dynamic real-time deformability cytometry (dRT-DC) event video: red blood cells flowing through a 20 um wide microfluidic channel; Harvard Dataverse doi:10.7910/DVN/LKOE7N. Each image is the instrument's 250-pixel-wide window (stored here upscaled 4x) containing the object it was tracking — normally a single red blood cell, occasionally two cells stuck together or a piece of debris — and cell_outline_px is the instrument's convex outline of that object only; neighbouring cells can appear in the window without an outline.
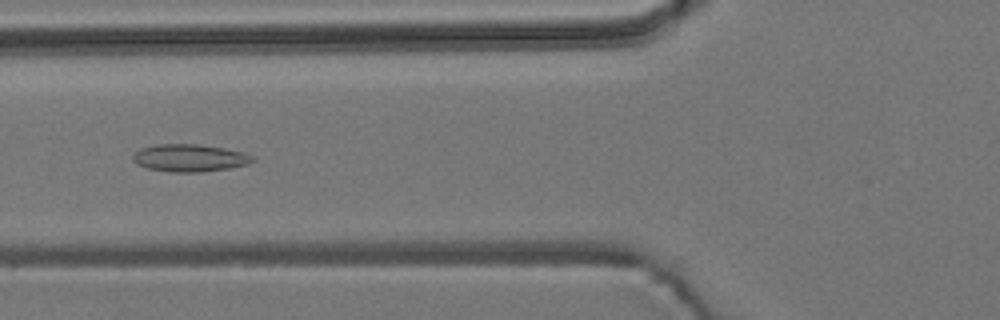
{"species": "common noctule bat (a hibernating species)", "species_latin": "Nyctalus noctula", "temperature_condition": "room temperature", "stored_images_in_passage": 7, "camera_frame_rate_fps": 3000, "um_per_image_px": 0.085, "animal": {"sex": "male", "body_mass_g": 19.2, "forearm_length_mm": 51.8}, "frame": {"image": 1, "passage_image": 5, "time_ms": 4.667, "image_size_px": [1000, 320], "cell_outline_px": [[256, 160], [248, 164], [228, 168], [200, 172], [172, 172], [148, 168], [136, 164], [132, 160], [132, 156], [140, 148], [156, 144], [196, 144], [224, 148], [244, 152], [252, 156]], "centroid_in_image_um": [16.11, 13.42], "position_along_channel_um": 109.7, "area_um2": 19.13}}
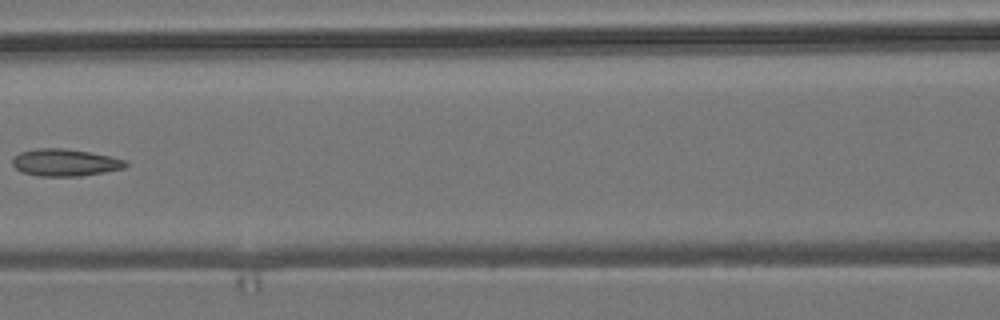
{"frame": {"image": 2, "passage_image": 6, "time_ms": 6.0, "image_size_px": [1000, 320], "cell_outline_px": [[128, 164], [124, 168], [104, 172], [80, 176], [40, 176], [20, 172], [12, 164], [12, 160], [20, 152], [40, 148], [60, 148], [88, 152], [112, 156], [124, 160]], "centroid_in_image_um": [5.52, 13.82], "position_along_channel_um": 161.1, "area_um2": 17.74}}
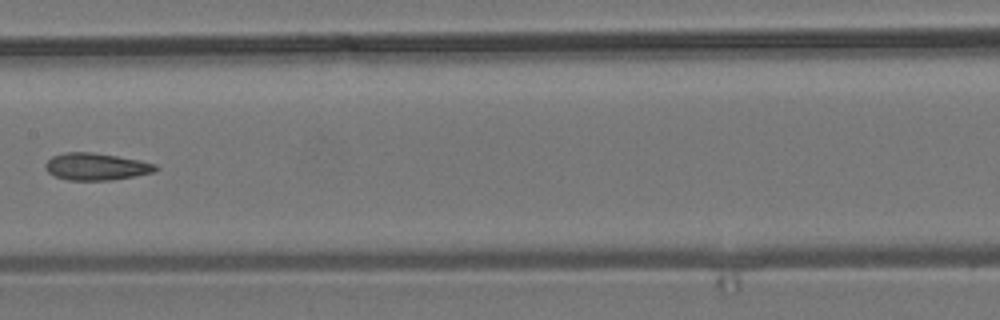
{"frame": {"image": 3, "passage_image": 7, "time_ms": 7.0, "image_size_px": [1000, 320], "cell_outline_px": [[160, 168], [156, 172], [108, 180], [68, 180], [56, 176], [48, 172], [44, 168], [44, 164], [52, 156], [64, 152], [92, 152], [140, 160], [156, 164]], "centroid_in_image_um": [8.17, 14.15], "position_along_channel_um": 199.2, "area_um2": 17.4}}